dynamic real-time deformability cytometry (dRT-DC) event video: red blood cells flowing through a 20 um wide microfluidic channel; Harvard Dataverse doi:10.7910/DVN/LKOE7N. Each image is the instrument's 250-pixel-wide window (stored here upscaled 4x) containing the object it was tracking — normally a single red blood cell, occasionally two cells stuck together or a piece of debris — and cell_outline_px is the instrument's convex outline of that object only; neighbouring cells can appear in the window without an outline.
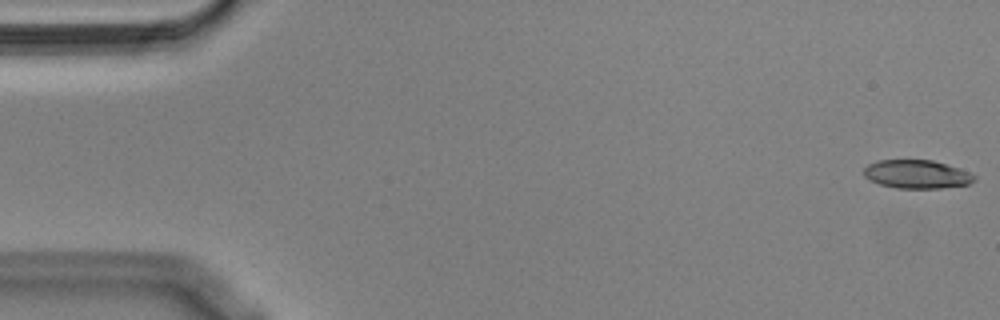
{"species": "Egyptian fruit bat (a non-hibernating species)", "species_latin": "Rousettus aegyptiacus", "temperature_condition": "cold", "stored_images_in_passage": 55, "segment_of_instrument_passage": [1, 2], "camera_frame_rate_fps": 3000, "um_per_image_px": 0.085, "animal": {"sex": "male"}, "frame": {"image": 1, "passage_image": 1, "time_ms": 0.0, "image_size_px": [1000, 320], "cell_outline_px": [[976, 180], [968, 184], [940, 188], [896, 188], [880, 184], [864, 176], [864, 168], [868, 164], [880, 160], [932, 160], [968, 172], [976, 176]], "centroid_in_image_um": [77.91, 14.81], "position_along_channel_um": 7.1, "area_um2": 18.03}}
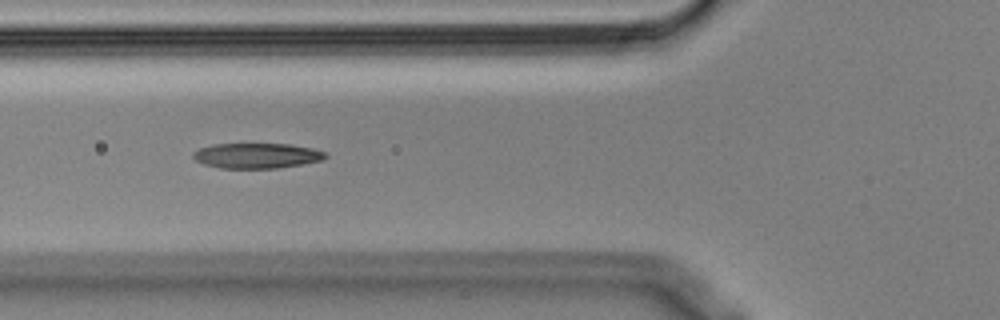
{"frame": {"image": 2, "passage_image": 20, "time_ms": 6.333, "image_size_px": [1000, 320], "cell_outline_px": [[328, 156], [320, 160], [300, 164], [276, 168], [220, 168], [204, 164], [196, 160], [192, 156], [192, 152], [200, 148], [212, 144], [288, 144], [312, 148], [324, 152]], "centroid_in_image_um": [21.77, 13.23], "position_along_channel_um": 104.0, "area_um2": 19.25}}
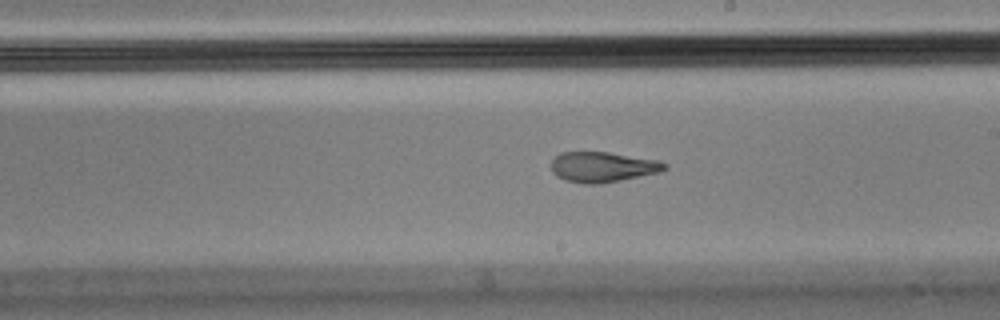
{"frame": {"image": 3, "passage_image": 31, "time_ms": 10.0, "image_size_px": [1000, 320], "cell_outline_px": [[668, 168], [660, 172], [600, 184], [584, 184], [564, 180], [556, 176], [552, 172], [552, 160], [560, 152], [608, 152], [656, 160], [668, 164]], "centroid_in_image_um": [51.21, 14.2], "position_along_channel_um": 237.8, "area_um2": 20.0}}